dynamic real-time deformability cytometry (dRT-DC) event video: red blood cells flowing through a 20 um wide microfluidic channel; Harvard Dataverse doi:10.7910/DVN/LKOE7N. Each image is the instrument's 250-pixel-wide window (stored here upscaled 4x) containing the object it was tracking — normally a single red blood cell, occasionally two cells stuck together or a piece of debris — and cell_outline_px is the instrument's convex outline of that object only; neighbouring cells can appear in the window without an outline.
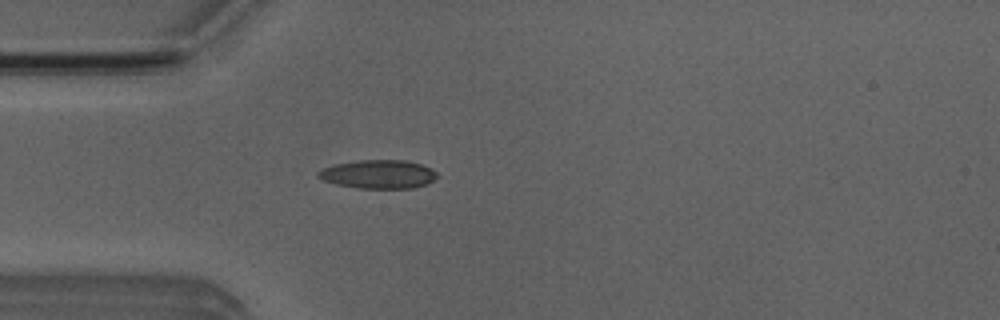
{"species": "Egyptian fruit bat (a non-hibernating species)", "species_latin": "Rousettus aegyptiacus", "temperature_condition": "room temperature", "stored_images_in_passage": 53, "camera_frame_rate_fps": 3000, "um_per_image_px": 0.085, "animal": {"sex": "male"}, "frame": {"image": 1, "passage_image": 15, "time_ms": 4.667, "image_size_px": [1000, 320], "cell_outline_px": [[440, 176], [428, 184], [412, 188], [356, 188], [336, 184], [324, 180], [316, 176], [316, 172], [324, 168], [336, 164], [360, 160], [408, 160], [432, 168]], "centroid_in_image_um": [32.21, 14.81], "position_along_channel_um": 52.8, "area_um2": 19.94}}
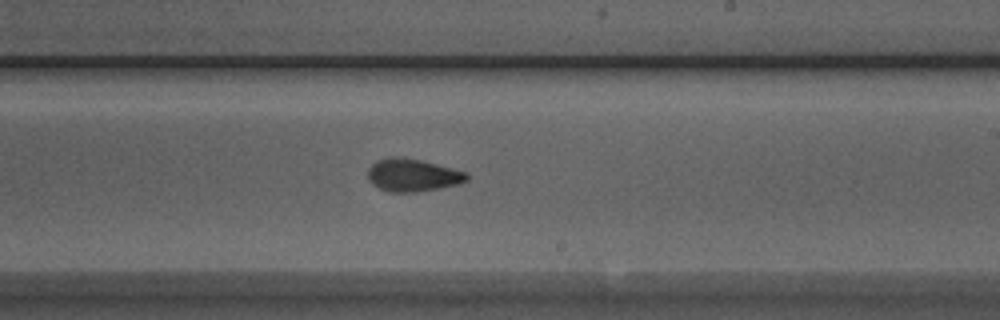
{"frame": {"image": 2, "passage_image": 31, "time_ms": 10.0, "image_size_px": [1000, 320], "cell_outline_px": [[468, 180], [460, 184], [440, 188], [416, 192], [388, 192], [372, 184], [368, 180], [368, 168], [376, 160], [388, 156], [396, 156], [420, 160], [468, 172]], "centroid_in_image_um": [35.06, 14.88], "position_along_channel_um": 253.9, "area_um2": 19.02}}
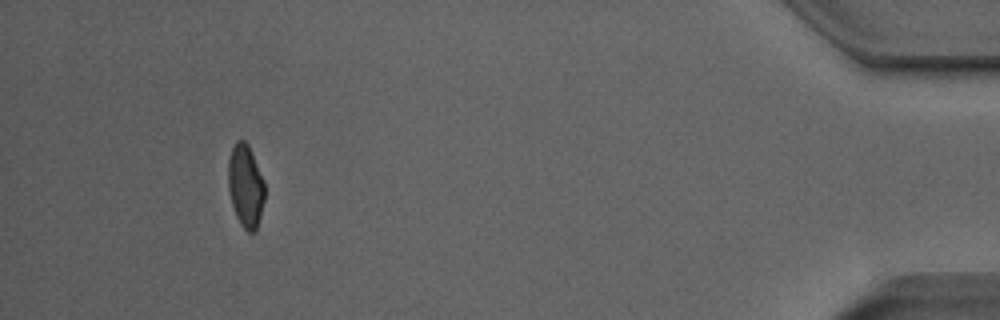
{"frame": {"image": 3, "passage_image": 49, "time_ms": 16.0, "image_size_px": [1000, 320], "cell_outline_px": [[264, 200], [256, 232], [248, 232], [240, 224], [236, 216], [232, 204], [228, 188], [228, 160], [232, 148], [236, 140], [244, 140], [248, 144], [264, 180]], "centroid_in_image_um": [20.87, 15.8], "position_along_channel_um": 414.3, "area_um2": 17.63}, "authors_computed_cell_mechanics": {"area_um2": 18.496, "velocity_mm_per_s": 3.8823, "shape_relaxation_time_tau1_ms": 6.9986, "shape_relaxation_time_tau2_ms": 2.7536, "deformation_change_tau1": 0.1868, "deformation_change_tau2": 0.0877}}